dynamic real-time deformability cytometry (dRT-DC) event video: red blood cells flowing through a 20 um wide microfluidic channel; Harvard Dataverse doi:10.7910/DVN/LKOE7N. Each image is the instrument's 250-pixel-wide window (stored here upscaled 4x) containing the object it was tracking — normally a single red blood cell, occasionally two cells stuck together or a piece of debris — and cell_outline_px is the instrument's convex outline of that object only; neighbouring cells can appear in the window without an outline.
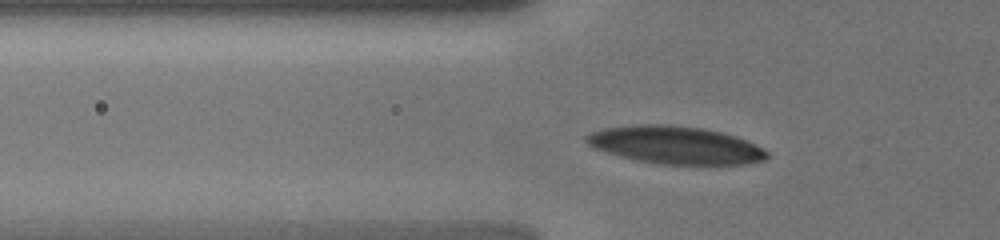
{"species": "human", "species_latin": "Homo sapiens", "temperature_condition": "cold", "stored_images_in_passage": 23, "camera_frame_rate_fps": 3000, "um_per_image_px": 0.085, "donor": {"sex": "male"}, "frame": {"image": 1, "passage_image": 12, "time_ms": 3.667, "image_size_px": [1000, 240], "cell_outline_px": [[768, 156], [764, 160], [744, 164], [660, 164], [636, 160], [620, 156], [596, 148], [588, 144], [584, 140], [584, 136], [592, 132], [604, 128], [640, 124], [668, 124], [704, 128], [724, 132], [736, 136], [756, 144], [768, 152]], "centroid_in_image_um": [57.43, 12.32], "position_along_channel_um": 68.4, "area_um2": 39.65}}
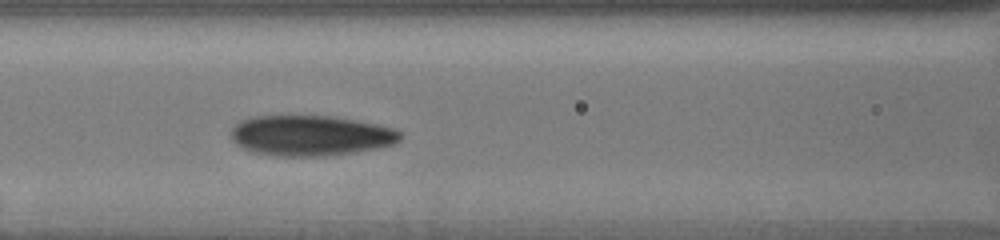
{"frame": {"image": 2, "passage_image": 18, "time_ms": 5.667, "image_size_px": [1000, 240], "cell_outline_px": [[400, 140], [396, 144], [380, 148], [356, 152], [328, 156], [276, 156], [252, 152], [236, 144], [232, 140], [232, 128], [240, 120], [256, 116], [332, 116], [356, 120], [376, 124], [392, 128], [400, 132]], "centroid_in_image_um": [26.41, 11.53], "position_along_channel_um": 140.2, "area_um2": 40.0}}
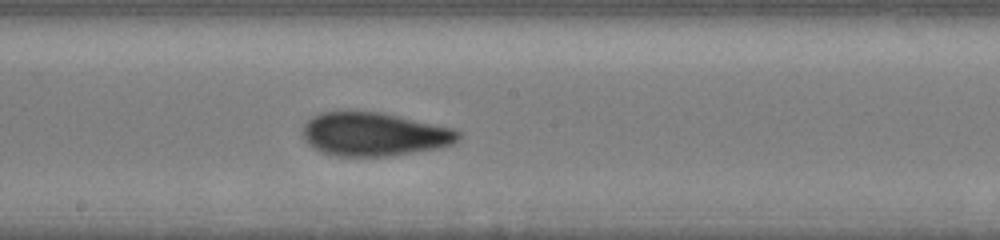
{"frame": {"image": 3, "passage_image": 23, "time_ms": 7.667, "image_size_px": [1000, 240], "cell_outline_px": [[460, 136], [452, 144], [440, 148], [388, 156], [336, 156], [312, 148], [304, 140], [300, 132], [304, 124], [312, 116], [320, 112], [340, 108], [348, 108], [380, 112], [452, 128], [460, 132]], "centroid_in_image_um": [31.69, 11.37], "position_along_channel_um": 216.5, "area_um2": 40.34}}